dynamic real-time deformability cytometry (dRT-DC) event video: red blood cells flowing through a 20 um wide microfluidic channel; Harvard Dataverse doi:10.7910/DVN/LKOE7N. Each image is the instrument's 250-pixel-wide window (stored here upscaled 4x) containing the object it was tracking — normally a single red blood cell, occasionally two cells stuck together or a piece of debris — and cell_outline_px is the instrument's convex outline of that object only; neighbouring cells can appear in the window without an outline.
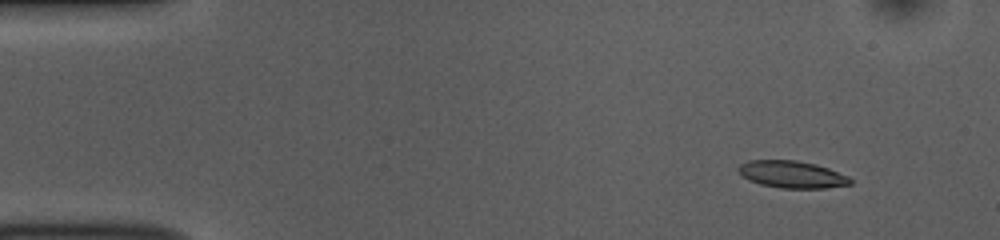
{"species": "common noctule bat (a hibernating species)", "species_latin": "Nyctalus noctula", "temperature_condition": "room temperature", "stored_images_in_passage": 48, "camera_frame_rate_fps": 3000, "um_per_image_px": 0.085, "animal": {"sex": "female", "body_mass_g": 10.0, "forearm_length_mm": 53.1}, "frame": {"image": 1, "passage_image": 1, "time_ms": 0.0, "image_size_px": [1000, 240], "cell_outline_px": [[852, 184], [824, 188], [780, 188], [760, 184], [748, 180], [736, 168], [740, 164], [748, 160], [796, 160], [816, 164], [828, 168], [848, 176], [852, 180]], "centroid_in_image_um": [67.31, 14.82], "position_along_channel_um": 17.7, "area_um2": 17.69}}
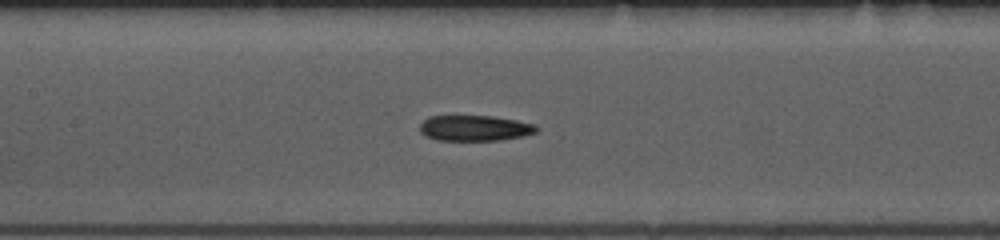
{"frame": {"image": 2, "passage_image": 20, "time_ms": 6.333, "image_size_px": [1000, 240], "cell_outline_px": [[540, 128], [536, 132], [524, 136], [500, 140], [436, 140], [424, 136], [420, 132], [420, 124], [428, 116], [492, 116], [516, 120], [536, 124]], "centroid_in_image_um": [40.36, 10.89], "position_along_channel_um": 167.0, "area_um2": 17.57}}
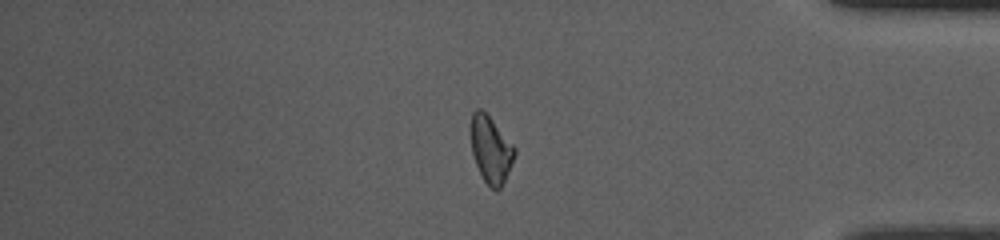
{"frame": {"image": 3, "passage_image": 40, "time_ms": 13.0, "image_size_px": [1000, 240], "cell_outline_px": [[516, 152], [508, 172], [500, 188], [496, 192], [484, 180], [476, 164], [472, 152], [472, 112], [476, 108], [480, 108], [492, 120], [516, 148]], "centroid_in_image_um": [41.73, 12.72], "position_along_channel_um": 393.5, "area_um2": 16.47}, "authors_computed_cell_mechanics": {"area_um2": 17.629, "velocity_mm_per_s": 3.7998, "shape_relaxation_time_tau1_ms": 5.7922, "shape_relaxation_time_tau2_ms": 3.6841, "deformation_change_tau1": 0.1608, "deformation_change_tau2": 0.1178}}